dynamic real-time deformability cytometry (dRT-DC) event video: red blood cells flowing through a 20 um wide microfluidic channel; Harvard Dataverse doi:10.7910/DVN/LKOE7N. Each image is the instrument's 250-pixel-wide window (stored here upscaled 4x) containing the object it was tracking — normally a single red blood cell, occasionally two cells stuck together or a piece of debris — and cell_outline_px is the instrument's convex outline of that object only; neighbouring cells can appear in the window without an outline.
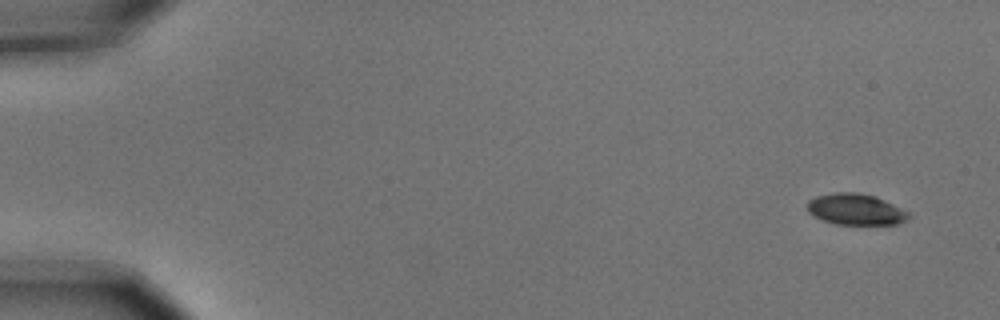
{"species": "common noctule bat (a hibernating species)", "species_latin": "Nyctalus noctula", "temperature_condition": "cold", "stored_images_in_passage": 5, "camera_frame_rate_fps": 3000, "um_per_image_px": 0.085, "animal": {"sex": "male", "body_mass_g": 15.6}, "frame": {"image": 1, "passage_image": 1, "time_ms": 0.0, "image_size_px": [1000, 320], "cell_outline_px": [[912, 216], [908, 220], [896, 224], [836, 224], [824, 220], [808, 212], [808, 200], [816, 196], [836, 192], [860, 192], [876, 196], [912, 212]], "centroid_in_image_um": [72.82, 17.78], "position_along_channel_um": 12.2, "area_um2": 18.61}}
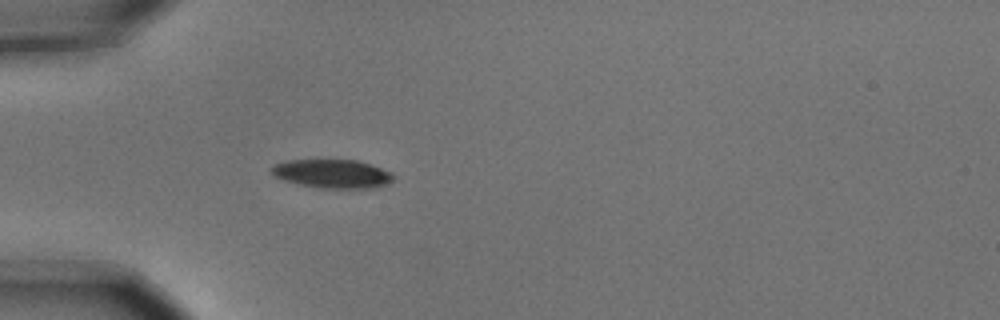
{"frame": {"image": 2, "passage_image": 5, "time_ms": 1.333, "image_size_px": [1000, 320], "cell_outline_px": [[396, 176], [388, 184], [372, 188], [320, 188], [300, 184], [284, 180], [276, 176], [268, 168], [272, 164], [284, 160], [356, 160], [392, 172]], "centroid_in_image_um": [28.23, 14.76], "position_along_channel_um": 56.8, "area_um2": 20.4}}